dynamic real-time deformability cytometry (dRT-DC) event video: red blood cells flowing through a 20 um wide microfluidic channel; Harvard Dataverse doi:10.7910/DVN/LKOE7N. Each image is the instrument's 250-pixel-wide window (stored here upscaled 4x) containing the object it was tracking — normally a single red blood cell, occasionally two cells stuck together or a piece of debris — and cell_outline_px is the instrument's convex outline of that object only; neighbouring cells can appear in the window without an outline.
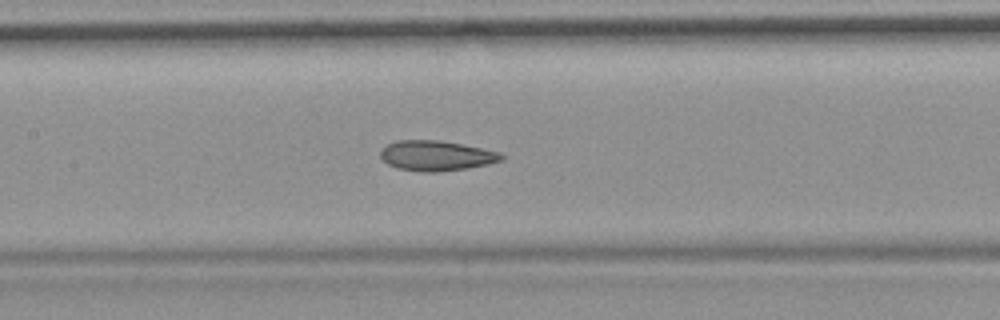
{"species": "common noctule bat (a hibernating species)", "species_latin": "Nyctalus noctula", "temperature_condition": "room temperature", "stored_images_in_passage": 51, "camera_frame_rate_fps": 3000, "um_per_image_px": 0.085, "animal": {"sex": "female", "body_mass_g": 19.9}, "frame": {"image": 1, "passage_image": 22, "time_ms": 7.0, "image_size_px": [1000, 320], "cell_outline_px": [[504, 160], [488, 164], [468, 168], [436, 172], [420, 172], [396, 168], [388, 164], [380, 156], [380, 152], [388, 144], [396, 140], [440, 140], [500, 152], [504, 156]], "centroid_in_image_um": [37.08, 13.24], "position_along_channel_um": 170.3, "area_um2": 21.21}, "authors_computed_cell_mechanics": {"area_um2": 21.675, "velocity_mm_per_s": 3.6918, "shape_relaxation_time_tau1_ms": 7.614, "shape_relaxation_time_tau2_ms": 2.1919, "deformation_change_tau1": 0.1396, "deformation_change_tau2": 0.0864}}